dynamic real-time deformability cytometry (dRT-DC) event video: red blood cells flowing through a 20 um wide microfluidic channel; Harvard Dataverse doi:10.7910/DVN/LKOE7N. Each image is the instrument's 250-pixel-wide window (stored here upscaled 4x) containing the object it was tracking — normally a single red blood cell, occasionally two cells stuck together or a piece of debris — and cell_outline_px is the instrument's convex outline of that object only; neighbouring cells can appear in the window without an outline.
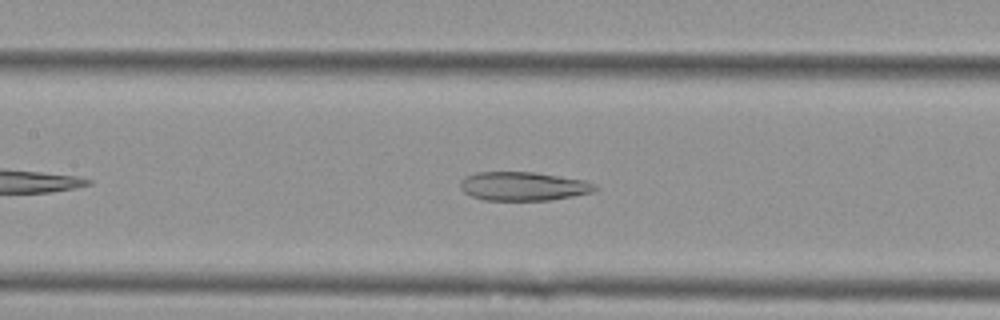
{"species": "Egyptian fruit bat (a non-hibernating species)", "species_latin": "Rousettus aegyptiacus", "temperature_condition": "cold", "stored_images_in_passage": 42, "camera_frame_rate_fps": 3000, "um_per_image_px": 0.085, "animal": {"sex": "female"}, "frame": {"image": 1, "passage_image": 14, "time_ms": 4.333, "image_size_px": [1000, 320], "cell_outline_px": [[600, 188], [592, 192], [552, 200], [484, 200], [472, 196], [464, 192], [460, 188], [460, 180], [464, 176], [476, 172], [532, 172], [584, 180], [596, 184]], "centroid_in_image_um": [44.46, 15.83], "position_along_channel_um": 162.9, "area_um2": 22.66}}
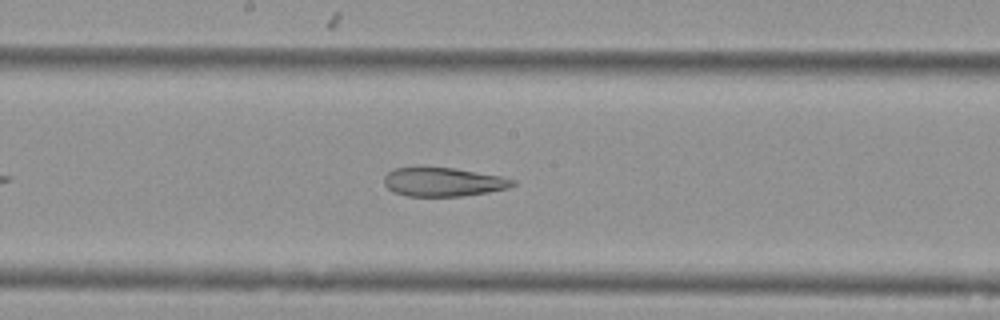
{"frame": {"image": 2, "passage_image": 18, "time_ms": 5.667, "image_size_px": [1000, 320], "cell_outline_px": [[516, 184], [508, 188], [488, 192], [460, 196], [408, 196], [392, 192], [384, 184], [384, 176], [392, 168], [456, 168], [500, 176], [516, 180]], "centroid_in_image_um": [37.67, 15.47], "position_along_channel_um": 210.5, "area_um2": 21.5}}
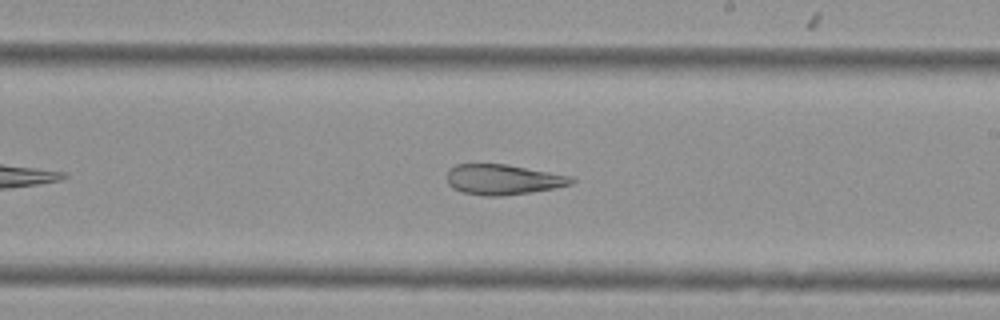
{"frame": {"image": 3, "passage_image": 21, "time_ms": 6.667, "image_size_px": [1000, 320], "cell_outline_px": [[576, 180], [572, 184], [552, 188], [504, 196], [484, 196], [460, 192], [452, 188], [448, 184], [448, 168], [456, 164], [508, 164], [572, 176]], "centroid_in_image_um": [42.73, 15.25], "position_along_channel_um": 246.3, "area_um2": 22.08}, "authors_computed_cell_mechanics": {"area_um2": 25.0852, "velocity_mm_per_s": 3.5991, "shape_relaxation_time_tau1_ms": null, "shape_relaxation_time_tau2_ms": 4.0072, "deformation_change_tau1": null, "deformation_change_tau2": 0.1345}}